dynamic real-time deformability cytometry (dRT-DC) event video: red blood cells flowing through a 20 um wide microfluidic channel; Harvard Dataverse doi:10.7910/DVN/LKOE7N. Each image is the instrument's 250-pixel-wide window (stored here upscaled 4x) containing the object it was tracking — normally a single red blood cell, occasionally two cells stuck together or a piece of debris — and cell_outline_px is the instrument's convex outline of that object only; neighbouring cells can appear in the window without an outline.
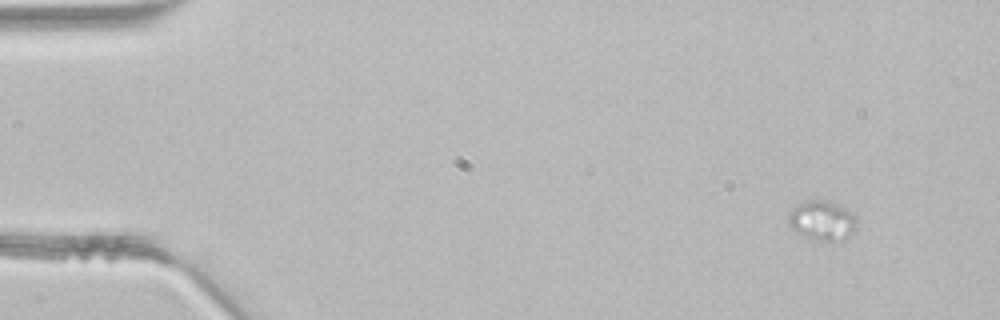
{"species": "common noctule bat (a hibernating species)", "species_latin": "Nyctalus noctula", "temperature_condition": "room temperature", "stored_images_in_passage": 2, "camera_frame_rate_fps": 3000, "um_per_image_px": 0.085, "animal": {"sex": "male", "body_mass_g": 21.5, "forearm_length_mm": 52.0}, "frame": {"image": 1, "passage_image": 1, "time_ms": 0.0, "image_size_px": [1000, 320], "cell_outline_px": [[856, 228], [852, 232], [844, 236], [832, 240], [820, 240], [808, 236], [792, 228], [788, 224], [788, 212], [796, 204], [804, 200], [828, 200], [840, 204], [856, 216]], "centroid_in_image_um": [69.85, 18.66], "position_along_channel_um": 15.1, "area_um2": 15.43}}
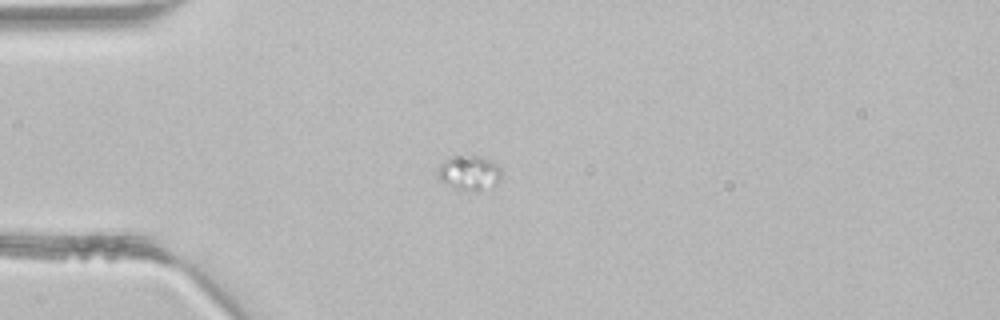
{"frame": {"image": 2, "passage_image": 2, "time_ms": 0.333, "image_size_px": [1000, 320], "cell_outline_px": [[500, 180], [492, 188], [480, 192], [468, 192], [456, 188], [440, 180], [436, 176], [436, 172], [440, 164], [452, 156], [464, 152], [480, 156], [496, 164], [500, 168]], "centroid_in_image_um": [39.88, 14.68], "position_along_channel_um": 45.1, "area_um2": 13.47}}